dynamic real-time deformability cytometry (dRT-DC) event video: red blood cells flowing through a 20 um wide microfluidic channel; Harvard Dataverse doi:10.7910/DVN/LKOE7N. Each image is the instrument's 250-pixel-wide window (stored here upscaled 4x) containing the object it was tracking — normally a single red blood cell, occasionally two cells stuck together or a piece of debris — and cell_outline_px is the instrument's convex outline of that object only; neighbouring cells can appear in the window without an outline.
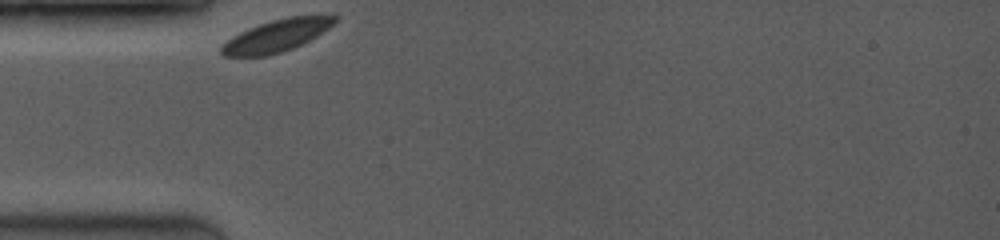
{"species": "common noctule bat (a hibernating species)", "species_latin": "Nyctalus noctula", "temperature_condition": "room temperature", "stored_images_in_passage": 34, "camera_frame_rate_fps": 3500, "um_per_image_px": 0.085, "animal": {"sex": "female", "body_mass_g": 19.0, "forearm_length_mm": 53.3}, "frame": {"image": 1, "passage_image": 1, "time_ms": 0.0, "image_size_px": [1000, 240], "cell_outline_px": [[340, 16], [328, 28], [316, 36], [292, 48], [280, 52], [264, 56], [224, 56], [220, 52], [220, 48], [232, 36], [248, 28], [272, 20], [288, 16]], "centroid_in_image_um": [23.47, 3.03], "position_along_channel_um": 61.5, "area_um2": 20.69}}
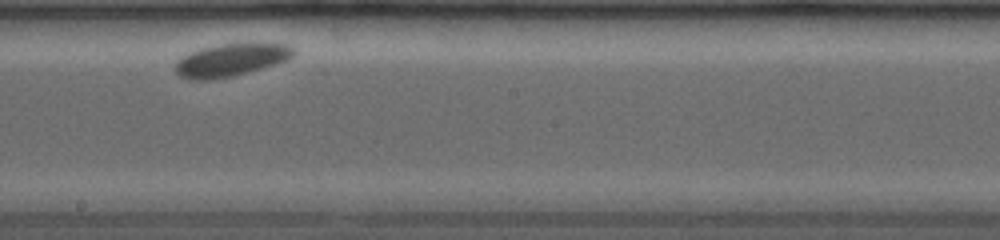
{"frame": {"image": 2, "passage_image": 18, "time_ms": 4.857, "image_size_px": [1000, 240], "cell_outline_px": [[296, 52], [288, 60], [276, 64], [248, 72], [232, 76], [212, 80], [188, 80], [180, 76], [172, 68], [176, 60], [180, 56], [200, 48], [220, 44], [288, 44], [296, 48]], "centroid_in_image_um": [19.57, 5.11], "position_along_channel_um": 228.6, "area_um2": 22.77}}
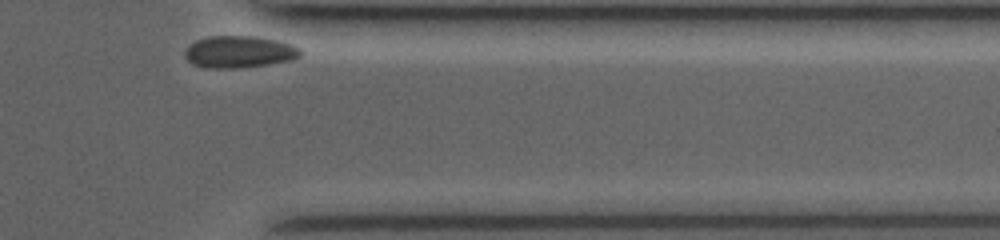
{"frame": {"image": 3, "passage_image": 34, "time_ms": 9.429, "image_size_px": [1000, 240], "cell_outline_px": [[304, 52], [300, 56], [292, 60], [268, 64], [232, 68], [204, 68], [192, 64], [184, 56], [184, 52], [196, 40], [212, 36], [256, 36], [276, 40], [292, 44], [300, 48]], "centroid_in_image_um": [20.36, 4.41], "position_along_channel_um": 391.0, "area_um2": 21.5}}